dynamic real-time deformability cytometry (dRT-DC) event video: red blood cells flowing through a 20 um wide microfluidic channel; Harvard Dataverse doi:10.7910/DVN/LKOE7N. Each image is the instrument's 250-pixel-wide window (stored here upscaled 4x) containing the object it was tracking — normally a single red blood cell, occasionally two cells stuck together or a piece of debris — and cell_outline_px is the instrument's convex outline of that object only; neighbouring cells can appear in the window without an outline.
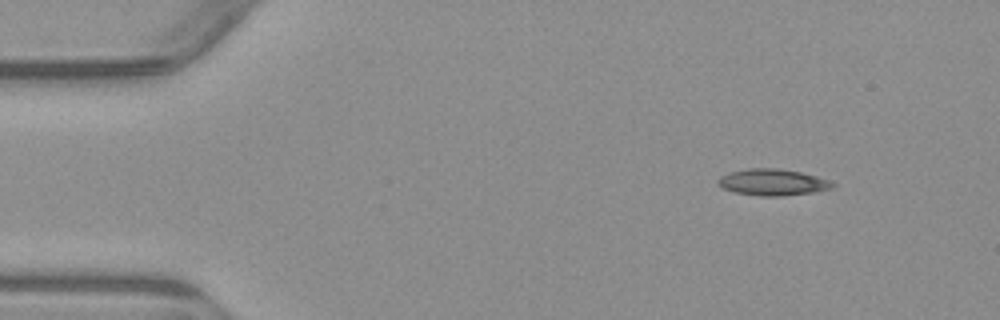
{"species": "common noctule bat (a hibernating species)", "species_latin": "Nyctalus noctula", "temperature_condition": "warm", "stored_images_in_passage": 6, "camera_frame_rate_fps": 3000, "um_per_image_px": 0.085, "animal": {"sex": "male", "body_mass_g": 23.1, "forearm_length_mm": 52.7}, "frame": {"image": 1, "passage_image": 1, "time_ms": 0.0, "image_size_px": [1000, 320], "cell_outline_px": [[836, 184], [832, 188], [816, 192], [780, 196], [760, 196], [736, 192], [724, 188], [716, 184], [716, 180], [720, 176], [728, 172], [748, 168], [776, 168], [800, 172], [816, 176], [828, 180]], "centroid_in_image_um": [65.65, 15.49], "position_along_channel_um": 19.3, "area_um2": 17.69}}
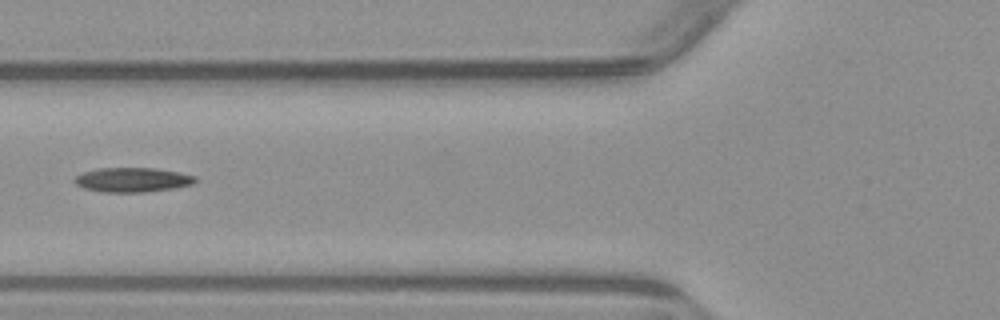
{"frame": {"image": 2, "passage_image": 5, "time_ms": 4.667, "image_size_px": [1000, 320], "cell_outline_px": [[196, 180], [192, 184], [172, 188], [144, 192], [104, 192], [84, 188], [76, 184], [72, 180], [76, 176], [84, 172], [100, 168], [156, 168], [180, 172], [196, 176]], "centroid_in_image_um": [11.25, 15.28], "position_along_channel_um": 114.5, "area_um2": 17.11}}
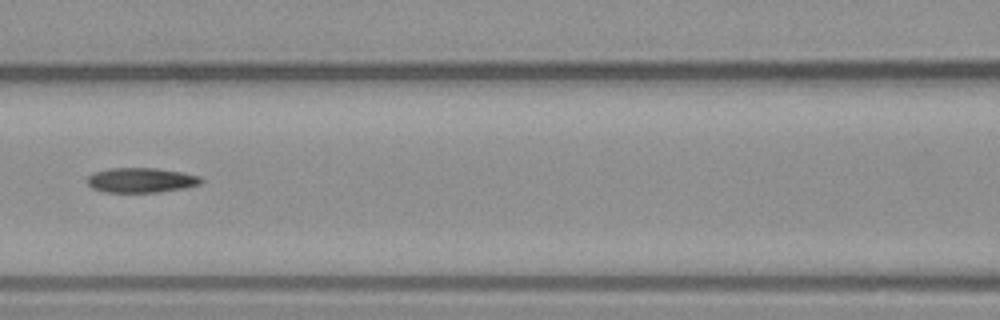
{"frame": {"image": 3, "passage_image": 6, "time_ms": 5.667, "image_size_px": [1000, 320], "cell_outline_px": [[204, 180], [200, 184], [184, 188], [160, 192], [104, 192], [92, 188], [88, 184], [88, 176], [92, 172], [108, 168], [156, 168], [184, 172], [200, 176]], "centroid_in_image_um": [12.0, 15.31], "position_along_channel_um": 154.6, "area_um2": 16.65}}